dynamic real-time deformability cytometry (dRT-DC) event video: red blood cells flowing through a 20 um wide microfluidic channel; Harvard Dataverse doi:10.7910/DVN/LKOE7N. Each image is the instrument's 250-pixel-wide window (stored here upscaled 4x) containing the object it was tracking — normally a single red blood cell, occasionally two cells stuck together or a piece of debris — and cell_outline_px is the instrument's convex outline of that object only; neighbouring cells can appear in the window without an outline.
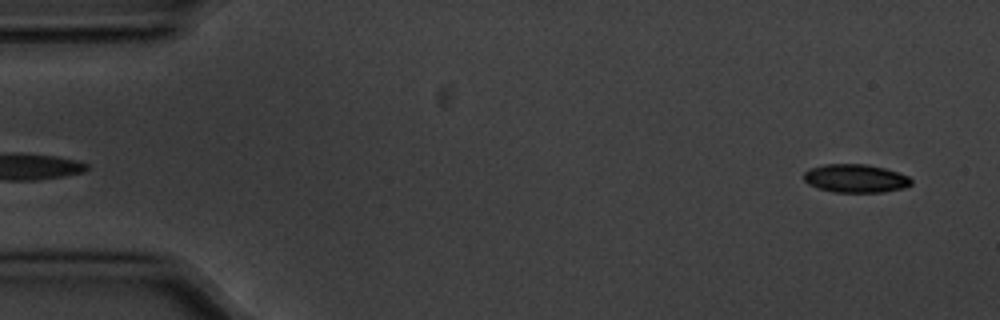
{"species": "common noctule bat (a hibernating species)", "species_latin": "Nyctalus noctula", "temperature_condition": "cold", "stored_images_in_passage": 55, "camera_frame_rate_fps": 3000, "um_per_image_px": 0.085, "animal": {"sex": "male", "body_mass_g": 20.1, "forearm_length_mm": 53.5}, "frame": {"image": 1, "passage_image": 3, "time_ms": 0.667, "image_size_px": [1000, 320], "cell_outline_px": [[912, 184], [904, 188], [884, 192], [832, 192], [808, 184], [804, 180], [804, 172], [808, 168], [824, 164], [868, 164], [884, 168], [908, 176], [912, 180]], "centroid_in_image_um": [72.71, 15.16], "position_along_channel_um": 12.3, "area_um2": 17.8}}
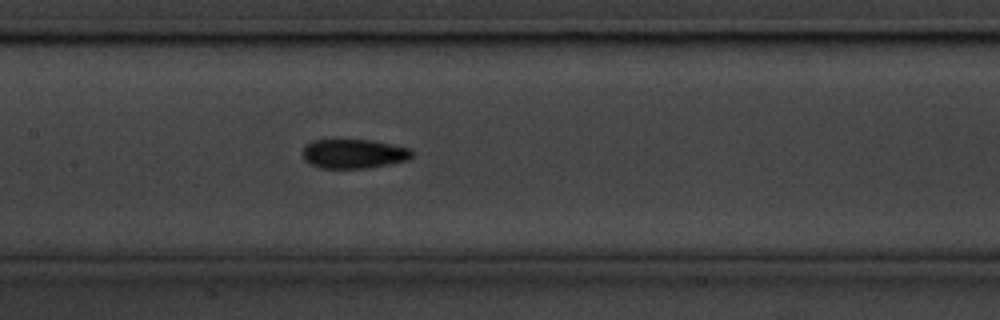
{"frame": {"image": 2, "passage_image": 26, "time_ms": 8.333, "image_size_px": [1000, 320], "cell_outline_px": [[412, 156], [408, 160], [388, 164], [364, 168], [320, 168], [304, 160], [304, 148], [312, 140], [372, 140], [408, 148], [412, 152]], "centroid_in_image_um": [30.07, 13.07], "position_along_channel_um": 177.3, "area_um2": 18.32}}
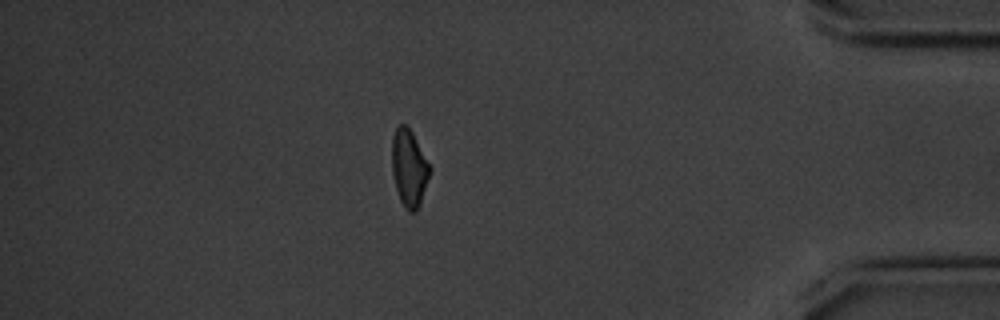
{"frame": {"image": 3, "passage_image": 48, "time_ms": 15.667, "image_size_px": [1000, 320], "cell_outline_px": [[432, 168], [420, 204], [416, 212], [408, 212], [404, 208], [400, 200], [396, 188], [392, 172], [392, 136], [396, 128], [400, 124], [404, 124], [412, 132]], "centroid_in_image_um": [34.78, 14.3], "position_along_channel_um": 400.4, "area_um2": 17.05}, "authors_computed_cell_mechanics": {"area_um2": 17.8024, "velocity_mm_per_s": 3.5812, "shape_relaxation_time_tau1_ms": 2.2131, "shape_relaxation_time_tau2_ms": 5.412, "deformation_change_tau1": 0.0989, "deformation_change_tau2": 0.1184}}